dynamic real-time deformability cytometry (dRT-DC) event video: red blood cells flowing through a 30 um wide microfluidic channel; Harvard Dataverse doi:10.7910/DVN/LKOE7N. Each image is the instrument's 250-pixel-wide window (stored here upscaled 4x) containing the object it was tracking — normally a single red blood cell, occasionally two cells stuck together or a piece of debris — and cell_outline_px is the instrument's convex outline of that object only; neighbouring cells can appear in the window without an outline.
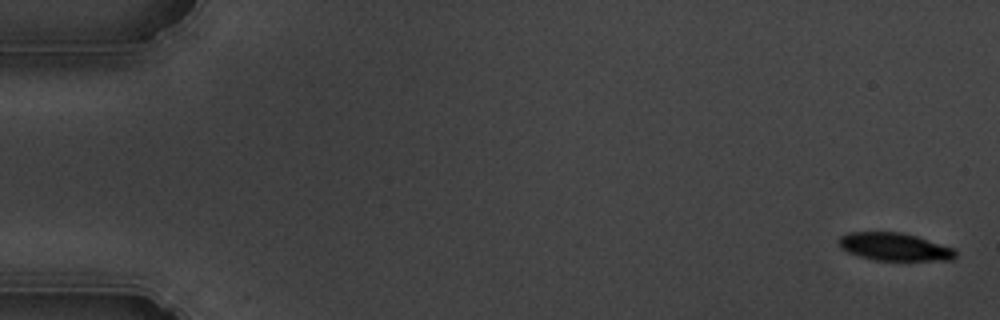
{"species": "common noctule bat (a hibernating species)", "species_latin": "Nyctalus noctula", "temperature_condition": "cold", "stored_images_in_passage": 57, "segment_of_instrument_passage": [1, 2], "camera_frame_rate_fps": 3000, "um_per_image_px": 0.085, "animal": {"sex": "male", "body_mass_g": 19.5, "forearm_length_mm": 54.6}, "frame": {"image": 1, "passage_image": 2, "time_ms": 0.333, "image_size_px": [1000, 320], "cell_outline_px": [[956, 256], [952, 260], [876, 260], [860, 256], [848, 252], [840, 248], [836, 240], [840, 236], [848, 232], [900, 232], [916, 236], [956, 248]], "centroid_in_image_um": [76.02, 20.97], "position_along_channel_um": 9.0, "area_um2": 19.02}}
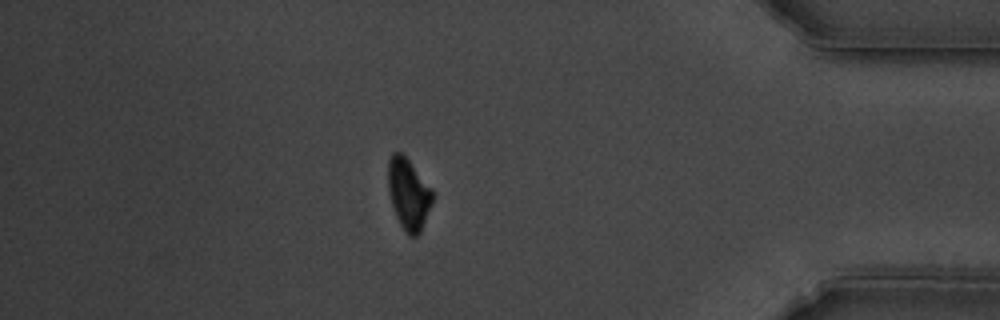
{"frame": {"image": 2, "passage_image": 49, "time_ms": 16.0, "image_size_px": [1000, 320], "cell_outline_px": [[432, 200], [420, 232], [416, 236], [408, 236], [400, 224], [396, 216], [388, 192], [388, 160], [392, 152], [400, 152], [408, 160], [432, 188]], "centroid_in_image_um": [34.69, 16.47], "position_along_channel_um": 400.5, "area_um2": 18.09}}